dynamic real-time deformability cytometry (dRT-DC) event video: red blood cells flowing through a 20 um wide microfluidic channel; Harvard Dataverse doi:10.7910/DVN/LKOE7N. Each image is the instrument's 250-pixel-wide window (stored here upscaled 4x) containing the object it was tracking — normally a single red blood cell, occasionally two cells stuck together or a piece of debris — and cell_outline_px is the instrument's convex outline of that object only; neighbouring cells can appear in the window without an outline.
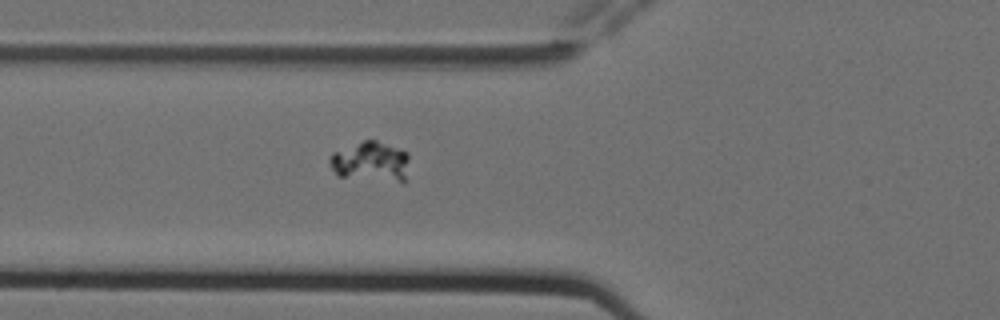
{"species": "Egyptian fruit bat (a non-hibernating species)", "species_latin": "Rousettus aegyptiacus", "temperature_condition": "cold", "stored_images_in_passage": 2, "camera_frame_rate_fps": 3000, "um_per_image_px": 0.085, "animal": {"sex": "female"}, "frame": {"image": 1, "passage_image": 2, "time_ms": 0.333, "image_size_px": [1000, 320], "cell_outline_px": [[408, 160], [404, 184], [336, 176], [328, 160], [328, 156], [332, 152], [364, 140], [376, 140], [400, 148], [408, 152]], "centroid_in_image_um": [31.51, 13.77], "position_along_channel_um": 94.3, "area_um2": 19.13}}